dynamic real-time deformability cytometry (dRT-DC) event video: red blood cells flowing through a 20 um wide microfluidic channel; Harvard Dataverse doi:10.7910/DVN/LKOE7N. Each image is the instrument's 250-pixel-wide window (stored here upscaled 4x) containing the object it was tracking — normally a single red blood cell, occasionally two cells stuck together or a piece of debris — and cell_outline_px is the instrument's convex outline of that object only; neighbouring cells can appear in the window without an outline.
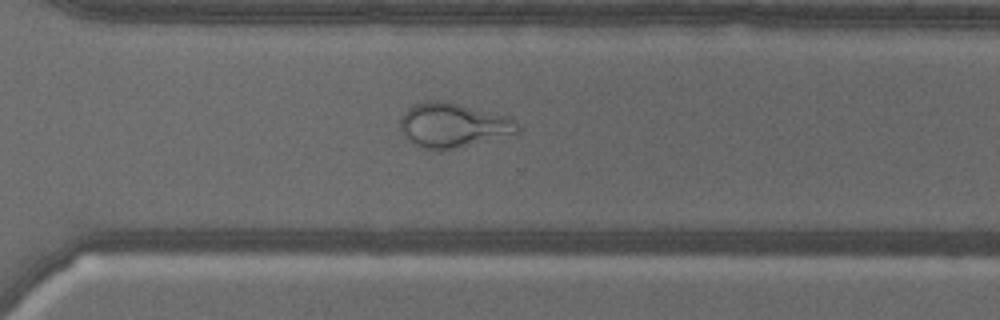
{"species": "common noctule bat (a hibernating species)", "species_latin": "Nyctalus noctula", "temperature_condition": "warm", "stored_images_in_passage": 58, "camera_frame_rate_fps": 3000, "um_per_image_px": 0.085, "animal": {"sex": "male", "body_mass_g": 18.8}, "frame": {"image": 1, "passage_image": 41, "time_ms": 13.333, "image_size_px": [1000, 320], "cell_outline_px": [[520, 132], [440, 152], [424, 148], [412, 144], [400, 132], [400, 116], [412, 104], [424, 100], [444, 100], [512, 116], [520, 128]], "centroid_in_image_um": [38.48, 10.63], "position_along_channel_um": 332.1, "area_um2": 31.1}}
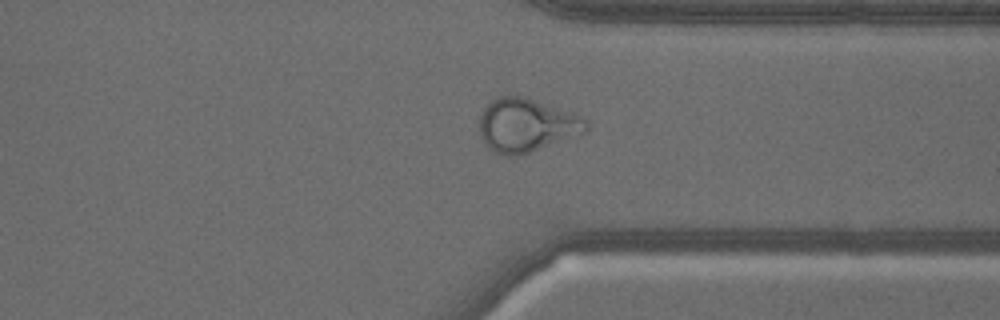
{"frame": {"image": 2, "passage_image": 44, "time_ms": 14.333, "image_size_px": [1000, 320], "cell_outline_px": [[588, 132], [516, 156], [508, 156], [492, 152], [488, 148], [480, 136], [480, 116], [484, 108], [492, 100], [500, 96], [524, 96], [576, 112], [584, 116], [588, 120]], "centroid_in_image_um": [44.8, 10.63], "position_along_channel_um": 366.6, "area_um2": 33.64}}
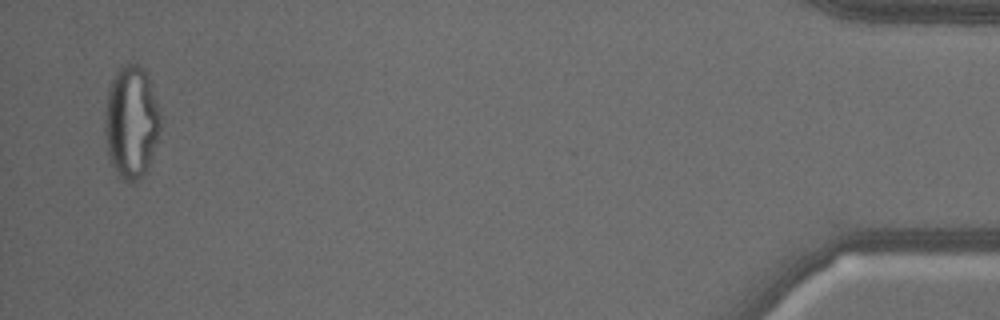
{"frame": {"image": 3, "passage_image": 56, "time_ms": 18.333, "image_size_px": [1000, 320], "cell_outline_px": [[164, 124], [148, 164], [144, 172], [132, 184], [124, 180], [116, 172], [108, 156], [104, 132], [104, 112], [108, 88], [116, 72], [124, 64], [136, 60], [148, 72]], "centroid_in_image_um": [11.18, 10.3], "position_along_channel_um": 424.0, "area_um2": 37.4}}